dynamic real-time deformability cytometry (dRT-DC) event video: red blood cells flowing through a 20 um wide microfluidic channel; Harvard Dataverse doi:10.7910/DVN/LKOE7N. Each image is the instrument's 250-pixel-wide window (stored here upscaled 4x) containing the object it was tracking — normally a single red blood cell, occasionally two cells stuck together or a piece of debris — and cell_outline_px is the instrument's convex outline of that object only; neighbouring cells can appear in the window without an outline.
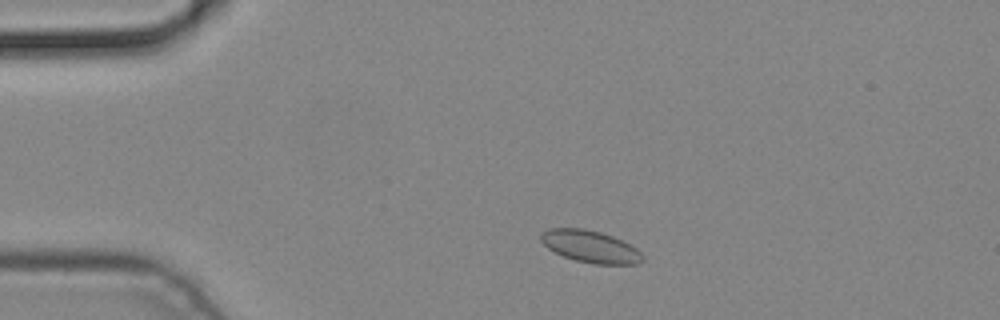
{"species": "common noctule bat (a hibernating species)", "species_latin": "Nyctalus noctula", "temperature_condition": "cold", "stored_images_in_passage": 3, "camera_frame_rate_fps": 3000, "um_per_image_px": 0.085, "animal": {"sex": "male", "body_mass_g": 19.2, "forearm_length_mm": 51.8}, "frame": {"image": 1, "passage_image": 2, "time_ms": 0.333, "image_size_px": [1000, 320], "cell_outline_px": [[644, 260], [636, 264], [592, 264], [576, 260], [564, 256], [548, 248], [540, 240], [540, 236], [548, 228], [584, 228], [600, 232], [612, 236], [636, 248], [644, 256]], "centroid_in_image_um": [50.18, 20.96], "position_along_channel_um": 34.8, "area_um2": 18.84}}